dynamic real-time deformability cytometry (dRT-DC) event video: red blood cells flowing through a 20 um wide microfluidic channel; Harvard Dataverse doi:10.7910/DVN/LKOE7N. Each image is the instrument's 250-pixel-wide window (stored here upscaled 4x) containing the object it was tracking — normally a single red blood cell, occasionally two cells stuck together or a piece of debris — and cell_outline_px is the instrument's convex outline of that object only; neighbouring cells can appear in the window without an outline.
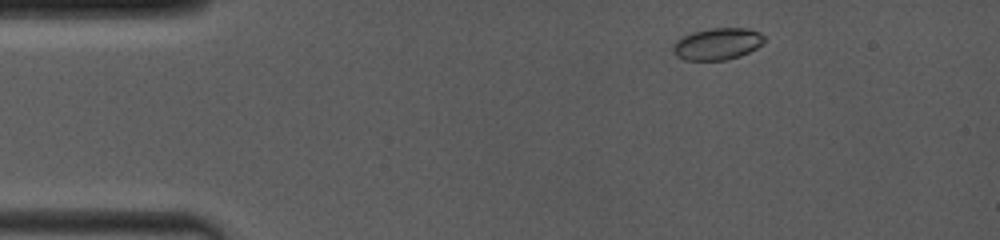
{"species": "common noctule bat (a hibernating species)", "species_latin": "Nyctalus noctula", "temperature_condition": "room temperature", "stored_images_in_passage": 3, "camera_frame_rate_fps": 4000, "um_per_image_px": 0.085, "animal": {"sex": "female", "body_mass_g": 19.0, "forearm_length_mm": 53.3}, "frame": {"image": 1, "passage_image": 1, "time_ms": 0.0, "image_size_px": [1000, 240], "cell_outline_px": [[764, 44], [740, 56], [728, 60], [684, 60], [676, 56], [672, 48], [672, 44], [680, 36], [692, 32], [712, 28], [748, 28], [760, 32], [764, 36]], "centroid_in_image_um": [60.96, 3.73], "position_along_channel_um": 24.0, "area_um2": 17.17}}